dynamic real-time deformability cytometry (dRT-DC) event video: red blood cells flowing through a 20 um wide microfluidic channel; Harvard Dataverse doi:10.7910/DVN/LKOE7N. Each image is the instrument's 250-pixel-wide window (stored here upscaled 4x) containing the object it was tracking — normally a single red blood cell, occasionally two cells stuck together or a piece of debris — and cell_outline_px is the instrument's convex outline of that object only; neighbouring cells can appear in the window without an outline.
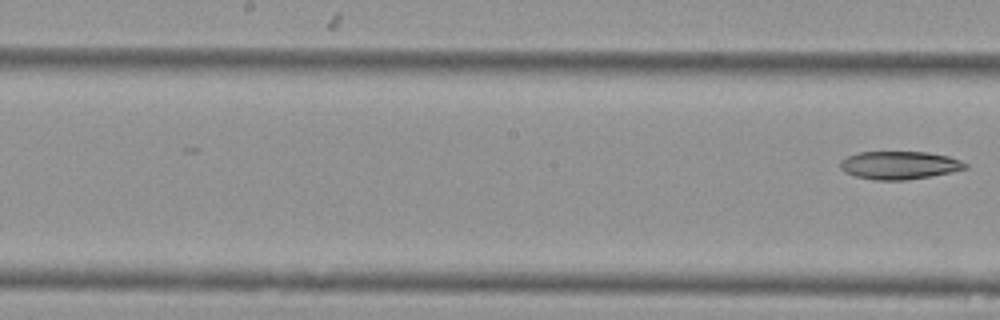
{"species": "Egyptian fruit bat (a non-hibernating species)", "species_latin": "Rousettus aegyptiacus", "temperature_condition": "cold", "stored_images_in_passage": 5, "segment_of_instrument_passage": [2, 2], "camera_frame_rate_fps": 3000, "um_per_image_px": 0.085, "animal": {"sex": "female"}, "frame": {"image": 1, "passage_image": 5, "time_ms": 1.333, "image_size_px": [1000, 320], "cell_outline_px": [[968, 168], [908, 180], [876, 180], [856, 176], [844, 172], [840, 168], [840, 160], [848, 156], [860, 152], [928, 152], [948, 156], [960, 160], [968, 164]], "centroid_in_image_um": [76.43, 14.04], "position_along_channel_um": 171.8, "area_um2": 20.29}}